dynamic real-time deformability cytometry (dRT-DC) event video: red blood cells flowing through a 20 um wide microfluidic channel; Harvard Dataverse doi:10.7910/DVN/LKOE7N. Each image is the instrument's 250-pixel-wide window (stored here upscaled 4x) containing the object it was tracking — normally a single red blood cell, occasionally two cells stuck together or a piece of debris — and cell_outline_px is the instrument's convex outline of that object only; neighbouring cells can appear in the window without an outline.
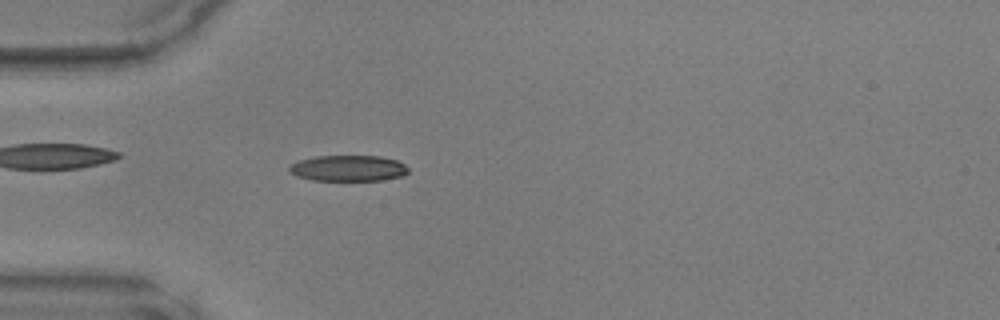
{"species": "common noctule bat (a hibernating species)", "species_latin": "Nyctalus noctula", "temperature_condition": "warm", "stored_images_in_passage": 48, "camera_frame_rate_fps": 3000, "um_per_image_px": 0.085, "animal": {"sex": "male", "body_mass_g": 17.9, "forearm_length_mm": 54.2}, "frame": {"image": 1, "passage_image": 14, "time_ms": 4.333, "image_size_px": [1000, 320], "cell_outline_px": [[408, 172], [404, 176], [384, 180], [312, 180], [296, 176], [288, 172], [288, 168], [292, 164], [300, 160], [316, 156], [380, 156], [396, 160], [404, 164], [408, 168]], "centroid_in_image_um": [29.61, 14.3], "position_along_channel_um": 55.4, "area_um2": 18.03}}
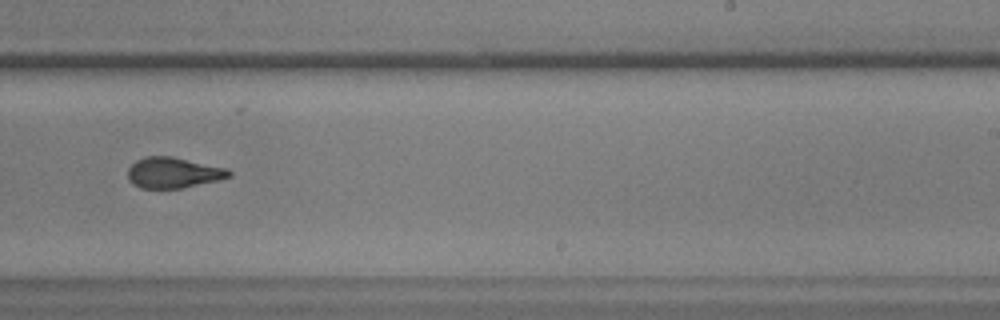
{"frame": {"image": 2, "passage_image": 30, "time_ms": 9.667, "image_size_px": [1000, 320], "cell_outline_px": [[232, 176], [216, 180], [180, 188], [140, 188], [128, 180], [128, 168], [136, 160], [144, 156], [172, 156], [228, 168], [232, 172]], "centroid_in_image_um": [14.72, 14.66], "position_along_channel_um": 274.3, "area_um2": 18.09}}
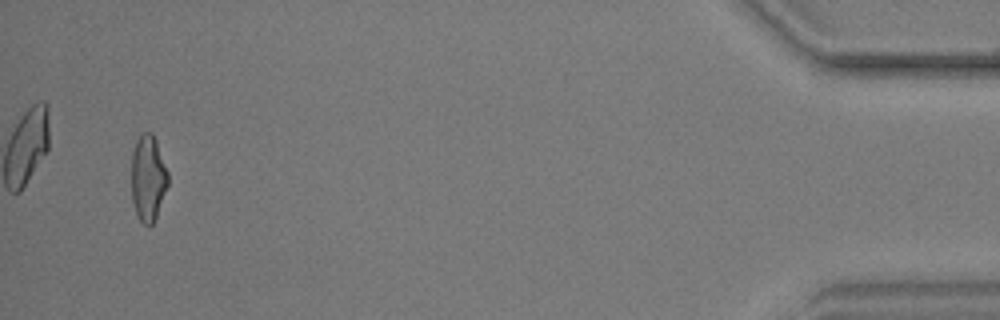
{"frame": {"image": 3, "passage_image": 46, "time_ms": 15.0, "image_size_px": [1000, 320], "cell_outline_px": [[168, 184], [156, 216], [152, 224], [148, 228], [140, 220], [136, 212], [132, 200], [132, 152], [136, 140], [144, 132], [152, 132], [156, 140], [168, 172]], "centroid_in_image_um": [12.58, 15.13], "position_along_channel_um": 422.6, "area_um2": 18.21}}